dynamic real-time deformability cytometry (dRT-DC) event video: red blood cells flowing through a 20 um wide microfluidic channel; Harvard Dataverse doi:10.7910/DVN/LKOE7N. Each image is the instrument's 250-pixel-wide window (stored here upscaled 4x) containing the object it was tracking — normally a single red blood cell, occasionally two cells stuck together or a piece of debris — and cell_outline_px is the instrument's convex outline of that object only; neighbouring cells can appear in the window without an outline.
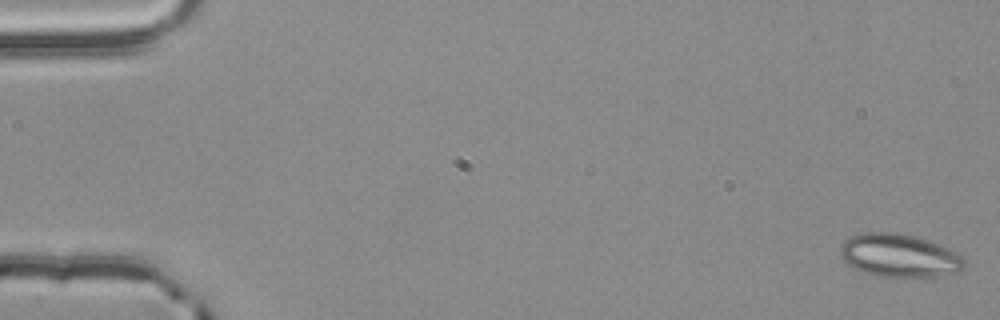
{"species": "common noctule bat (a hibernating species)", "species_latin": "Nyctalus noctula", "temperature_condition": "room temperature", "stored_images_in_passage": 55, "camera_frame_rate_fps": 3000, "um_per_image_px": 0.085, "animal": {"sex": "male", "body_mass_g": 20.4}, "frame": {"image": 1, "passage_image": 1, "time_ms": 0.0, "image_size_px": [1000, 320], "cell_outline_px": [[968, 264], [964, 268], [956, 272], [936, 276], [876, 276], [856, 268], [848, 264], [840, 256], [840, 244], [844, 240], [860, 232], [896, 232], [916, 236], [928, 240], [948, 248], [956, 252]], "centroid_in_image_um": [76.43, 21.7], "position_along_channel_um": 8.6, "area_um2": 31.1}}
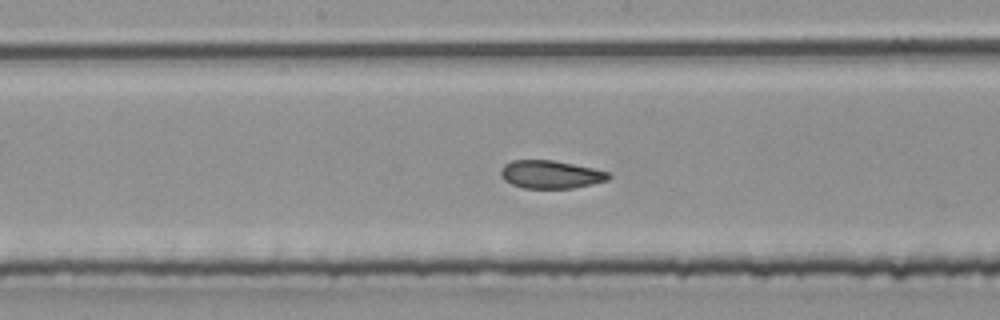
{"frame": {"image": 2, "passage_image": 29, "time_ms": 9.333, "image_size_px": [1000, 320], "cell_outline_px": [[612, 176], [608, 180], [592, 184], [572, 188], [524, 188], [512, 184], [504, 180], [500, 172], [500, 168], [504, 164], [512, 160], [552, 160], [592, 168], [608, 172]], "centroid_in_image_um": [46.79, 14.82], "position_along_channel_um": 201.4, "area_um2": 17.51}}
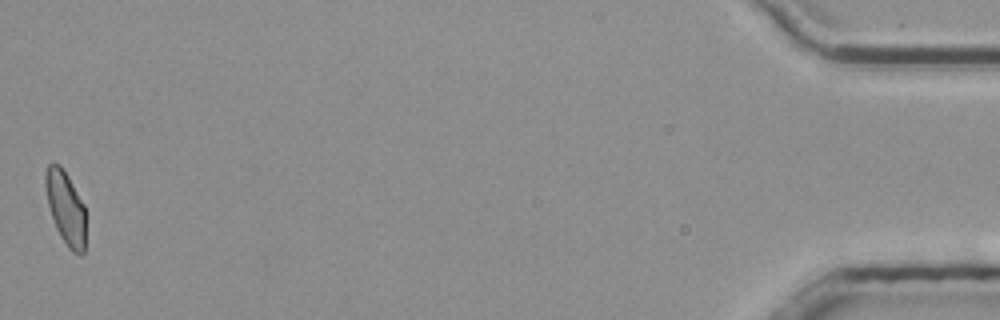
{"frame": {"image": 3, "passage_image": 55, "time_ms": 18.0, "image_size_px": [1000, 320], "cell_outline_px": [[84, 252], [80, 256], [72, 252], [68, 248], [60, 236], [56, 228], [48, 204], [44, 184], [44, 176], [48, 164], [60, 164], [68, 176], [84, 204]], "centroid_in_image_um": [5.56, 17.66], "position_along_channel_um": 429.6, "area_um2": 17.11}, "authors_computed_cell_mechanics": {"area_um2": 18.207, "velocity_mm_per_s": 3.8025, "shape_relaxation_time_tau1_ms": null, "shape_relaxation_time_tau2_ms": 2.2344, "deformation_change_tau1": null, "deformation_change_tau2": 0.0821}}